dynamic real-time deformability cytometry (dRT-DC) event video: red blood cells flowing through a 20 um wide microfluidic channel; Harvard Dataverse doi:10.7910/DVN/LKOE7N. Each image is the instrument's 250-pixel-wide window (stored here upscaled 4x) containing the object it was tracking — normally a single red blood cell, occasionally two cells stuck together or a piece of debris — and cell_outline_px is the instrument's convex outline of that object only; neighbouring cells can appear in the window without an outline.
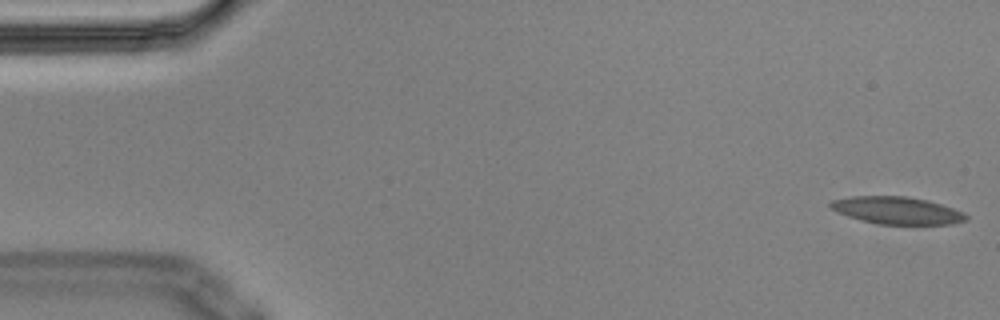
{"species": "Egyptian fruit bat (a non-hibernating species)", "species_latin": "Rousettus aegyptiacus", "temperature_condition": "cold", "stored_images_in_passage": 4, "camera_frame_rate_fps": 3000, "um_per_image_px": 0.085, "animal": {"sex": "male"}, "frame": {"image": 1, "passage_image": 1, "time_ms": 0.0, "image_size_px": [1000, 320], "cell_outline_px": [[968, 220], [952, 224], [880, 224], [860, 220], [836, 212], [828, 208], [828, 204], [832, 200], [852, 196], [908, 196], [928, 200], [964, 212], [968, 216]], "centroid_in_image_um": [76.22, 17.88], "position_along_channel_um": 8.8, "area_um2": 21.73}}